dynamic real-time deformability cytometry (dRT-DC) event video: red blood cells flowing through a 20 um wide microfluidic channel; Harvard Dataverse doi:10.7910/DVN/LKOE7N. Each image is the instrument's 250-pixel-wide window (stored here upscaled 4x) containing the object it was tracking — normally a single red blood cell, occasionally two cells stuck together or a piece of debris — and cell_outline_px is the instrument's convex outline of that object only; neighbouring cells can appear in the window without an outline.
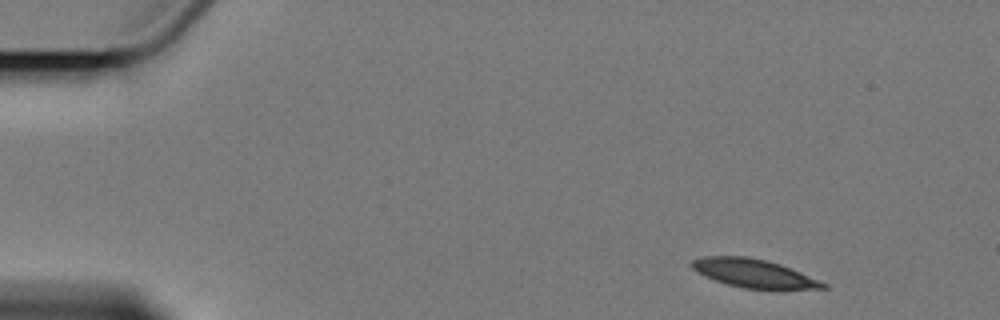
{"species": "Egyptian fruit bat (a non-hibernating species)", "species_latin": "Rousettus aegyptiacus", "temperature_condition": "cold", "stored_images_in_passage": 4, "camera_frame_rate_fps": 3000, "um_per_image_px": 0.085, "animal": {"sex": "female"}, "frame": {"image": 1, "passage_image": 1, "time_ms": 0.0, "image_size_px": [1000, 320], "cell_outline_px": [[828, 288], [744, 288], [728, 284], [716, 280], [696, 272], [692, 268], [692, 260], [704, 256], [744, 256], [764, 260], [780, 264], [800, 272], [828, 284]], "centroid_in_image_um": [64.03, 23.21], "position_along_channel_um": 21.0, "area_um2": 21.1}}
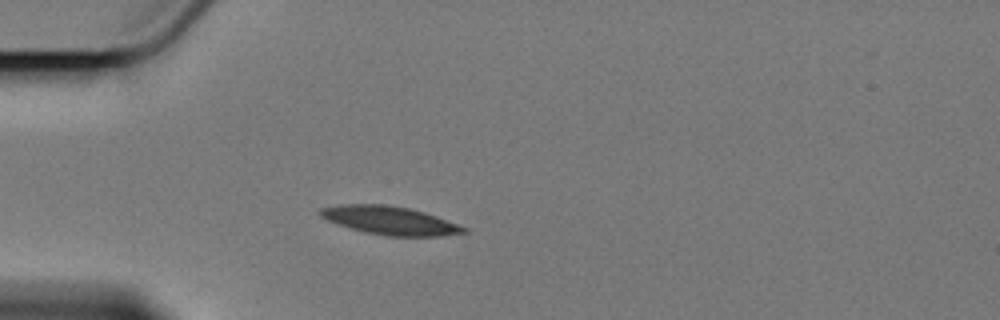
{"frame": {"image": 2, "passage_image": 4, "time_ms": 3.333, "image_size_px": [1000, 320], "cell_outline_px": [[468, 232], [440, 236], [388, 236], [364, 232], [336, 224], [320, 216], [316, 212], [320, 208], [340, 204], [388, 204], [408, 208], [424, 212], [436, 216], [468, 228]], "centroid_in_image_um": [33.11, 18.73], "position_along_channel_um": 51.9, "area_um2": 23.81}}